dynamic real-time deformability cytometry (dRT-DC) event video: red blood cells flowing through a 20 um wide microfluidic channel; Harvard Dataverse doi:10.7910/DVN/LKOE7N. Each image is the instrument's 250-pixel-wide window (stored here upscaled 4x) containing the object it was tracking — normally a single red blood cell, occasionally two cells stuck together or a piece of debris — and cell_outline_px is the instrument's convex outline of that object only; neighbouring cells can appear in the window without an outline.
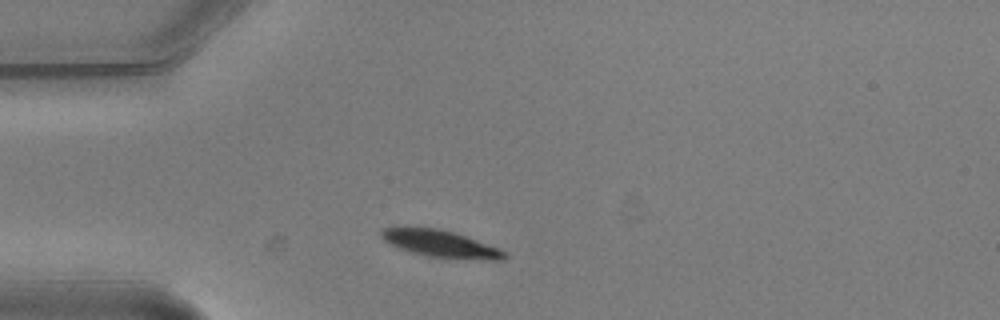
{"species": "common noctule bat (a hibernating species)", "species_latin": "Nyctalus noctula", "temperature_condition": "warm", "stored_images_in_passage": 1, "camera_frame_rate_fps": 3000, "um_per_image_px": 0.085, "animal": {"sex": "male", "body_mass_g": 20.5, "forearm_length_mm": 52.5}, "frame": {"image": 1, "passage_image": 1, "time_ms": 0.0, "image_size_px": [1000, 320], "cell_outline_px": [[508, 256], [504, 260], [488, 260], [428, 256], [412, 252], [400, 248], [384, 240], [380, 236], [380, 228], [436, 228], [452, 232], [500, 248], [508, 252]], "centroid_in_image_um": [37.51, 20.73], "position_along_channel_um": 47.5, "area_um2": 18.96}}